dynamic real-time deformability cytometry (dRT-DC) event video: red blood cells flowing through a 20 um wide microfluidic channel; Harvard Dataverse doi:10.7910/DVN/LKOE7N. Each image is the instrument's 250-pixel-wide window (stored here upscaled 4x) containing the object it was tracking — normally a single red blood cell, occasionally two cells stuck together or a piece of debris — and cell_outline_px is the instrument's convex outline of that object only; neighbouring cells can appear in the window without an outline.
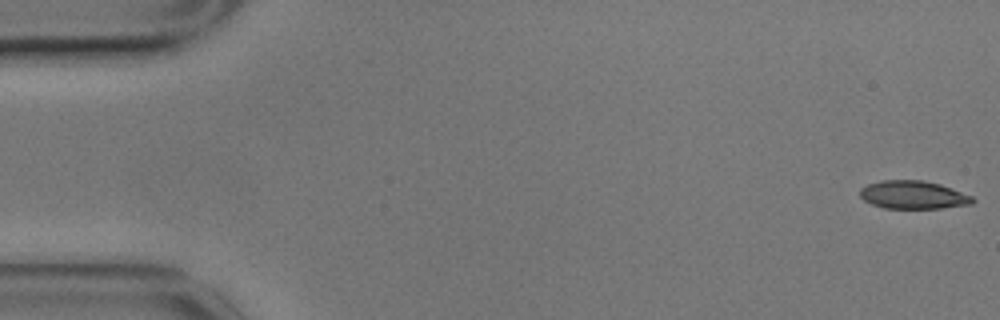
{"species": "common noctule bat (a hibernating species)", "species_latin": "Nyctalus noctula", "temperature_condition": "cold", "stored_images_in_passage": 16, "camera_frame_rate_fps": 3000, "um_per_image_px": 0.085, "animal": {"sex": "male", "body_mass_g": 17.9}, "frame": {"image": 1, "passage_image": 1, "time_ms": 0.0, "image_size_px": [1000, 320], "cell_outline_px": [[976, 200], [972, 204], [940, 208], [884, 208], [872, 204], [864, 200], [860, 196], [860, 188], [868, 184], [880, 180], [924, 180], [940, 184], [972, 196]], "centroid_in_image_um": [77.61, 16.56], "position_along_channel_um": 7.4, "area_um2": 18.44}}
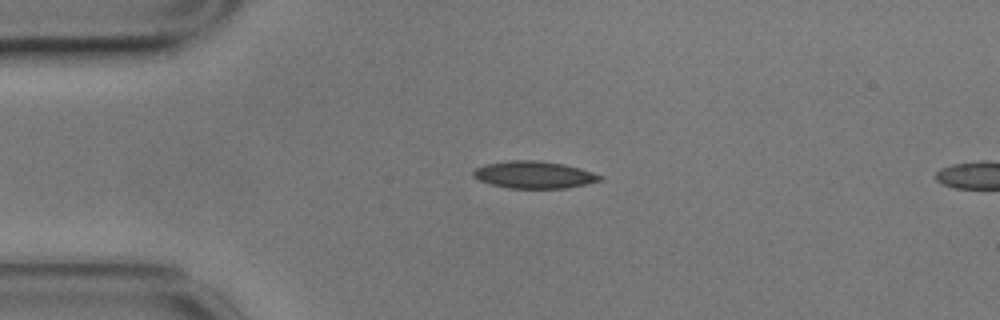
{"frame": {"image": 2, "passage_image": 13, "time_ms": 4.0, "image_size_px": [1000, 320], "cell_outline_px": [[604, 180], [568, 188], [508, 188], [492, 184], [480, 180], [472, 176], [472, 172], [476, 168], [484, 164], [512, 160], [532, 160], [564, 164], [580, 168], [604, 176]], "centroid_in_image_um": [45.42, 14.86], "position_along_channel_um": 39.6, "area_um2": 20.06}}